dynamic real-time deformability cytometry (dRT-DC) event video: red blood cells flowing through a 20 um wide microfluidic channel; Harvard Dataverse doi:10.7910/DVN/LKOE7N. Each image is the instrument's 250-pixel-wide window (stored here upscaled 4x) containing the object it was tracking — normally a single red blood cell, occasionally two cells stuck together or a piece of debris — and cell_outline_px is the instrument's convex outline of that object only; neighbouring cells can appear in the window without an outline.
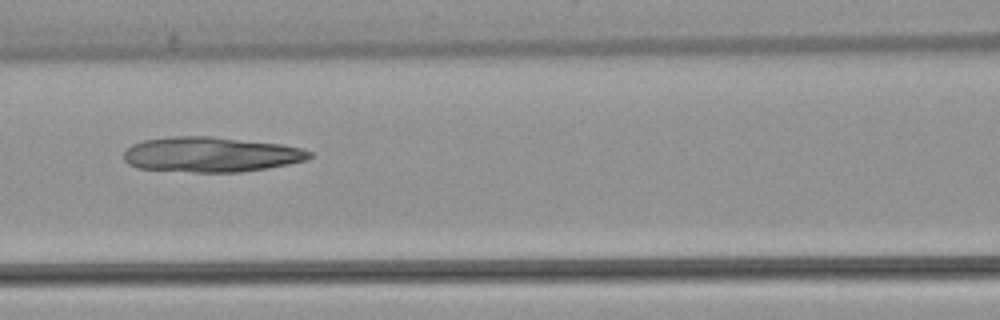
{"species": "common noctule bat (a hibernating species)", "species_latin": "Nyctalus noctula", "temperature_condition": "warm", "stored_images_in_passage": 7, "camera_frame_rate_fps": 3000, "um_per_image_px": 0.085, "animal": {"sex": "female", "body_mass_g": 22.7, "forearm_length_mm": 54.2}, "frame": {"image": 1, "passage_image": 7, "time_ms": 8.0, "image_size_px": [1000, 320], "cell_outline_px": [[312, 156], [304, 160], [288, 164], [268, 168], [240, 172], [192, 172], [136, 168], [128, 164], [124, 160], [124, 152], [132, 144], [144, 140], [172, 136], [212, 136], [280, 144], [300, 148], [312, 152]], "centroid_in_image_um": [17.89, 13.13], "position_along_channel_um": 148.7, "area_um2": 37.97}}